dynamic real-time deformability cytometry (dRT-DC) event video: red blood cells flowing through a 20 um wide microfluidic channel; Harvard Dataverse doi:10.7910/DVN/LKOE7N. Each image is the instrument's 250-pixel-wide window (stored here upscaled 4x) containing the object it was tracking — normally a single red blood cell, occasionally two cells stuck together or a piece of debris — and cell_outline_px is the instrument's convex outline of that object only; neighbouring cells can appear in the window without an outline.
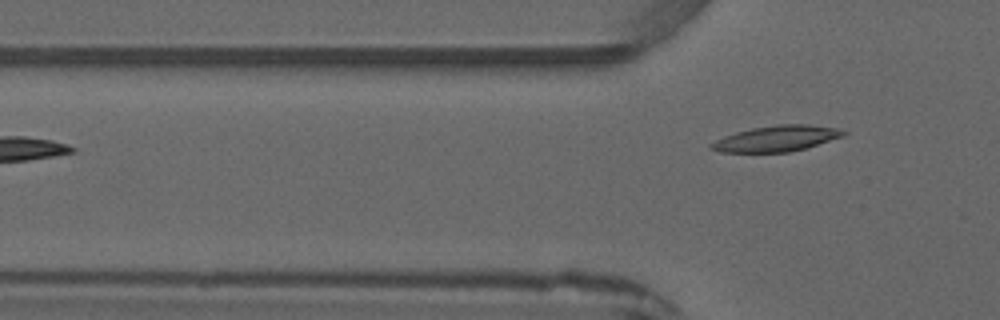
{"species": "common noctule bat (a hibernating species)", "species_latin": "Nyctalus noctula", "temperature_condition": "warm", "stored_images_in_passage": 3, "camera_frame_rate_fps": 3000, "um_per_image_px": 0.085, "animal": {"sex": "male", "forearm_length_mm": 52.5}, "frame": {"image": 1, "passage_image": 3, "time_ms": 2.333, "image_size_px": [1000, 320], "cell_outline_px": [[848, 132], [844, 136], [804, 148], [788, 152], [720, 152], [708, 148], [708, 144], [724, 136], [736, 132], [752, 128], [776, 124], [808, 124], [836, 128]], "centroid_in_image_um": [65.97, 11.77], "position_along_channel_um": 59.8, "area_um2": 19.83}}